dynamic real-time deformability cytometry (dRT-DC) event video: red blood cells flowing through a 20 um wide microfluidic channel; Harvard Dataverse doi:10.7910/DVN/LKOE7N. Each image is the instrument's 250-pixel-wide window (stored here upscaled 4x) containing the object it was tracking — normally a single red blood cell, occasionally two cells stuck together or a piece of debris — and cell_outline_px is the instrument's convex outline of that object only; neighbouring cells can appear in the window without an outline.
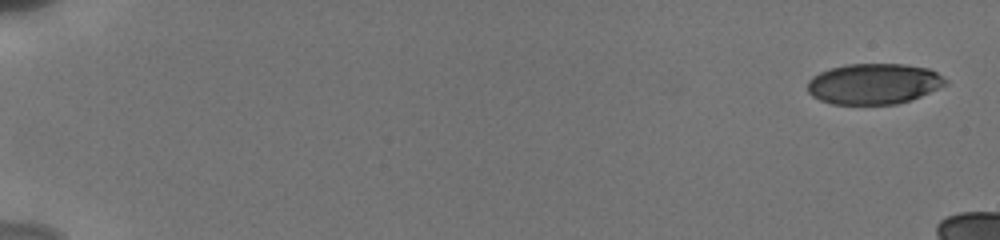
{"species": "human", "species_latin": "Homo sapiens", "temperature_condition": "cold", "stored_images_in_passage": 13, "camera_frame_rate_fps": 3000, "um_per_image_px": 0.085, "donor": {"sex": "male"}, "frame": {"image": 1, "passage_image": 1, "time_ms": 0.0, "image_size_px": [1000, 240], "cell_outline_px": [[948, 84], [912, 100], [896, 104], [832, 104], [820, 100], [812, 96], [808, 92], [808, 80], [812, 76], [820, 72], [832, 68], [848, 64], [904, 64], [928, 68], [936, 72], [948, 80]], "centroid_in_image_um": [74.29, 7.13], "position_along_channel_um": 10.7, "area_um2": 32.83}}